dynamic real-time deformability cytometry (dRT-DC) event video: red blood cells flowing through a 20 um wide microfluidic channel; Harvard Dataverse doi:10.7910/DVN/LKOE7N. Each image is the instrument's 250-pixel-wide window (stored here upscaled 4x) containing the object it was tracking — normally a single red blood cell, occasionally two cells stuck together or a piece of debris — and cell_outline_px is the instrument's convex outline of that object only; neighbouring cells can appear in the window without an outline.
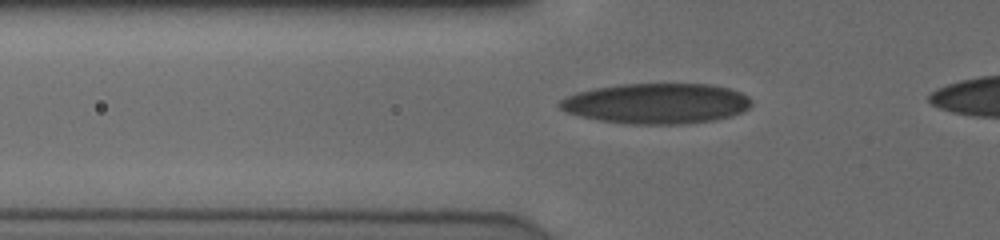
{"species": "human", "species_latin": "Homo sapiens", "temperature_condition": "cold", "stored_images_in_passage": 39, "camera_frame_rate_fps": 3000, "um_per_image_px": 0.085, "donor": {"sex": "male"}, "frame": {"image": 1, "passage_image": 9, "time_ms": 2.667, "image_size_px": [1000, 240], "cell_outline_px": [[752, 104], [748, 108], [732, 116], [712, 120], [680, 124], [628, 124], [600, 120], [580, 116], [568, 112], [560, 108], [560, 100], [576, 92], [596, 88], [620, 84], [712, 84], [728, 88], [740, 92], [748, 96], [752, 100]], "centroid_in_image_um": [55.83, 8.79], "position_along_channel_um": 70.0, "area_um2": 44.97}}
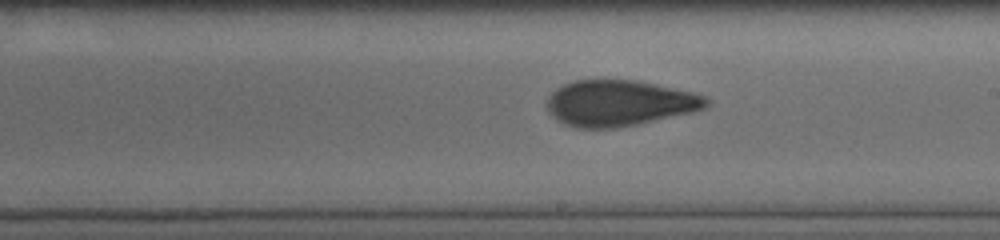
{"frame": {"image": 2, "passage_image": 22, "time_ms": 7.0, "image_size_px": [1000, 240], "cell_outline_px": [[712, 104], [696, 112], [616, 128], [576, 128], [564, 124], [556, 120], [548, 112], [544, 104], [548, 96], [556, 88], [564, 84], [576, 80], [636, 80], [656, 84], [692, 92], [704, 96], [712, 100]], "centroid_in_image_um": [52.64, 8.77], "position_along_channel_um": 236.4, "area_um2": 43.12}}
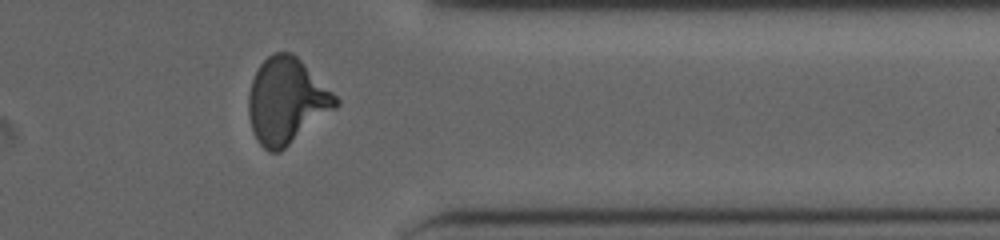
{"frame": {"image": 3, "passage_image": 34, "time_ms": 11.0, "image_size_px": [1000, 240], "cell_outline_px": [[340, 104], [336, 108], [280, 152], [268, 152], [256, 140], [252, 128], [248, 112], [248, 96], [252, 80], [260, 64], [268, 56], [276, 52], [292, 52], [340, 100]], "centroid_in_image_um": [24.34, 8.59], "position_along_channel_um": 387.1, "area_um2": 43.18}}